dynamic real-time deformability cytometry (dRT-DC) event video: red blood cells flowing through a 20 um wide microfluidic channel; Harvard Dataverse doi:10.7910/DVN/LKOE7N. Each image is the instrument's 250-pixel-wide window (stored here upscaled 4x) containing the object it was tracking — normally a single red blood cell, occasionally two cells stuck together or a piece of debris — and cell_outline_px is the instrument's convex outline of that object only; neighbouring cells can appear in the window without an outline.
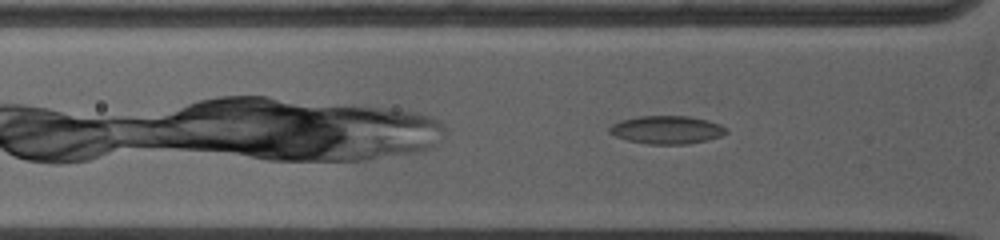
{"species": "common noctule bat (a hibernating species)", "species_latin": "Nyctalus noctula", "temperature_condition": "warm", "stored_images_in_passage": 37, "camera_frame_rate_fps": 5000, "um_per_image_px": 0.085, "animal": {"sex": "female", "body_mass_g": 19.0, "forearm_length_mm": 53.3}, "frame": {"image": 1, "passage_image": 7, "time_ms": 1.4, "image_size_px": [1000, 240], "cell_outline_px": [[728, 132], [720, 136], [708, 140], [688, 144], [648, 144], [628, 140], [616, 136], [608, 132], [608, 128], [612, 124], [620, 120], [636, 116], [688, 116], [708, 120], [720, 124], [728, 128]], "centroid_in_image_um": [56.68, 11.03], "position_along_channel_um": 69.1, "area_um2": 19.25}}
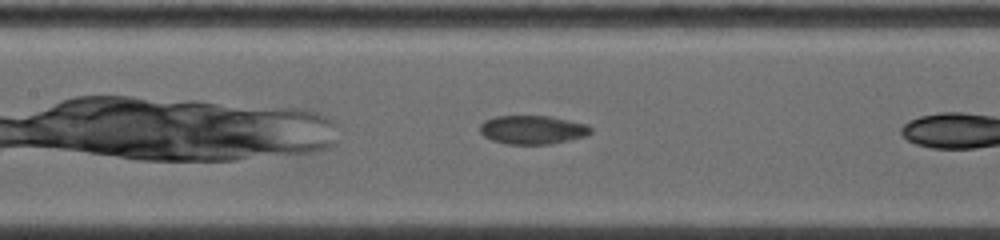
{"frame": {"image": 2, "passage_image": 16, "time_ms": 3.8, "image_size_px": [1000, 240], "cell_outline_px": [[592, 132], [584, 136], [568, 140], [548, 144], [508, 144], [492, 140], [484, 136], [480, 132], [480, 124], [484, 120], [496, 116], [548, 116], [588, 124], [592, 128]], "centroid_in_image_um": [45.25, 11.02], "position_along_channel_um": 162.1, "area_um2": 18.44}}
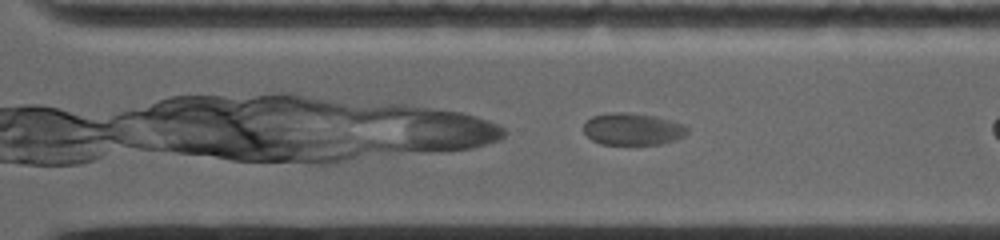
{"frame": {"image": 3, "passage_image": 33, "time_ms": 7.8, "image_size_px": [1000, 240], "cell_outline_px": [[688, 132], [684, 136], [676, 140], [660, 144], [600, 144], [592, 140], [584, 132], [584, 124], [592, 116], [608, 112], [628, 112], [656, 116], [684, 124], [688, 128]], "centroid_in_image_um": [53.79, 10.96], "position_along_channel_um": 316.8, "area_um2": 19.48}}